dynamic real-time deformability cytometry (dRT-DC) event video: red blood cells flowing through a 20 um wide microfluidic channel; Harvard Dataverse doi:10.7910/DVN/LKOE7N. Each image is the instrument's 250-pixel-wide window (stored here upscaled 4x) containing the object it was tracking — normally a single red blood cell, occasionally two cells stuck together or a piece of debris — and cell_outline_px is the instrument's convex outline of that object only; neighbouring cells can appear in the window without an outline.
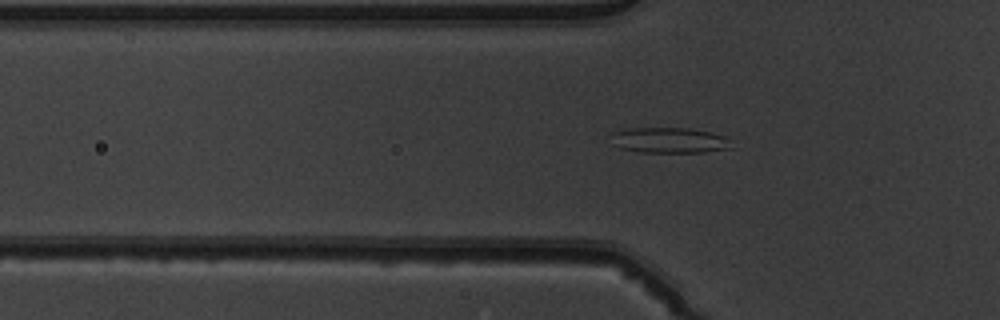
{"species": "common noctule bat (a hibernating species)", "species_latin": "Nyctalus noctula", "temperature_condition": "warm", "stored_images_in_passage": 39, "camera_frame_rate_fps": 3000, "um_per_image_px": 0.085, "animal": {"sex": "male", "body_mass_g": 19.5, "forearm_length_mm": 54.6}, "frame": {"image": 1, "passage_image": 7, "time_ms": 2.0, "image_size_px": [1000, 320], "cell_outline_px": [[732, 148], [704, 152], [640, 152], [620, 148], [608, 144], [612, 132], [632, 128], [688, 128], [708, 132], [724, 136], [728, 140]], "centroid_in_image_um": [56.8, 11.93], "position_along_channel_um": 69.0, "area_um2": 17.98}}
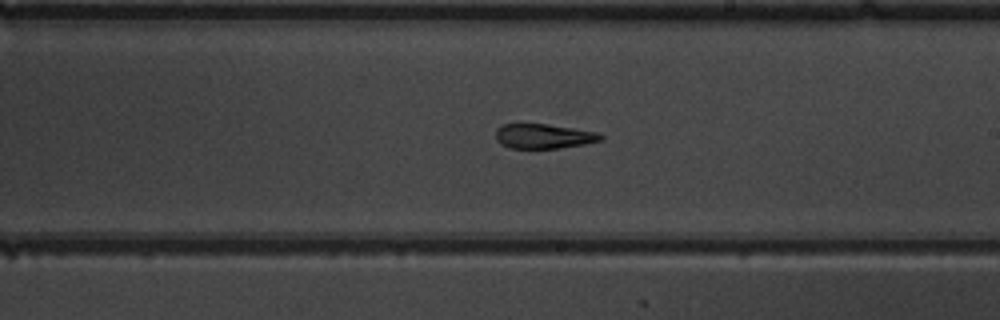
{"frame": {"image": 2, "passage_image": 20, "time_ms": 6.333, "image_size_px": [1000, 320], "cell_outline_px": [[604, 140], [584, 144], [560, 148], [512, 148], [500, 144], [496, 140], [496, 128], [504, 124], [548, 124], [596, 132], [604, 136]], "centroid_in_image_um": [46.21, 11.58], "position_along_channel_um": 242.8, "area_um2": 15.09}}
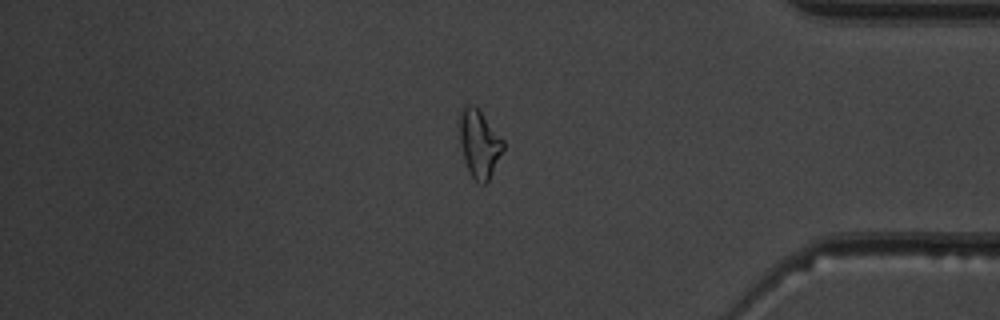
{"frame": {"image": 3, "passage_image": 33, "time_ms": 10.667, "image_size_px": [1000, 320], "cell_outline_px": [[504, 148], [488, 184], [480, 184], [468, 172], [464, 160], [460, 144], [460, 116], [464, 104], [472, 104], [480, 112], [504, 140]], "centroid_in_image_um": [40.74, 12.26], "position_along_channel_um": 394.5, "area_um2": 17.17}, "authors_computed_cell_mechanics": {"area_um2": 16.2996, "velocity_mm_per_s": 4.0307, "shape_relaxation_time_tau1_ms": 5.6902, "shape_relaxation_time_tau2_ms": 2.0551, "deformation_change_tau1": 0.2049, "deformation_change_tau2": 0.1269}}